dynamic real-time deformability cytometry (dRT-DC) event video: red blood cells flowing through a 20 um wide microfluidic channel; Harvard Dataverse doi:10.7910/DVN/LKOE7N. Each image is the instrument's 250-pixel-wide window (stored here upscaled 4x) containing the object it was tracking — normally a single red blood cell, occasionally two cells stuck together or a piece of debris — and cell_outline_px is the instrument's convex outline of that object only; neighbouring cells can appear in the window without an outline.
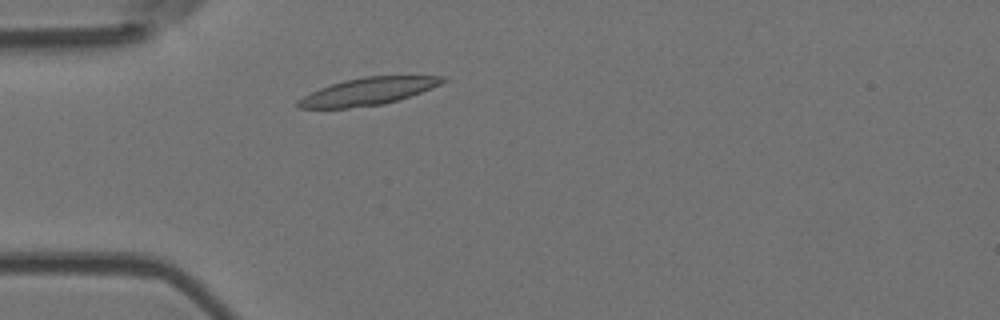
{"species": "Egyptian fruit bat (a non-hibernating species)", "species_latin": "Rousettus aegyptiacus", "temperature_condition": "room temperature", "stored_images_in_passage": 2, "camera_frame_rate_fps": 3000, "um_per_image_px": 0.085, "animal": {"sex": "female"}, "frame": {"image": 1, "passage_image": 2, "time_ms": 0.333, "image_size_px": [1000, 320], "cell_outline_px": [[448, 80], [432, 88], [384, 104], [348, 108], [300, 108], [296, 104], [296, 100], [320, 88], [344, 80], [364, 76], [444, 76]], "centroid_in_image_um": [31.27, 7.76], "position_along_channel_um": 53.7, "area_um2": 22.77}}